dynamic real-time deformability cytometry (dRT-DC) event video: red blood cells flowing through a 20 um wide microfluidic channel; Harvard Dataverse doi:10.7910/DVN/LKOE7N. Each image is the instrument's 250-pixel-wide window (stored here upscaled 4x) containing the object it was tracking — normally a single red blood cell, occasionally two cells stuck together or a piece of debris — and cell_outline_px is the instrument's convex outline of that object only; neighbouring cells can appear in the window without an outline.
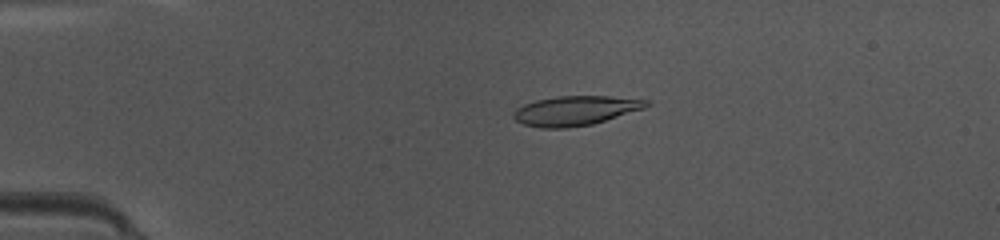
{"species": "common noctule bat (a hibernating species)", "species_latin": "Nyctalus noctula", "temperature_condition": "warm", "stored_images_in_passage": 49, "segment_of_instrument_passage": [1, 2], "camera_frame_rate_fps": 3000, "um_per_image_px": 0.085, "animal": {"sex": "female", "body_mass_g": 10.0, "forearm_length_mm": 53.1}, "frame": {"image": 1, "passage_image": 11, "time_ms": 3.333, "image_size_px": [1000, 240], "cell_outline_px": [[652, 104], [644, 108], [592, 124], [568, 128], [540, 128], [524, 124], [516, 120], [512, 116], [512, 112], [516, 108], [524, 104], [536, 100], [556, 96], [612, 96], [648, 100]], "centroid_in_image_um": [48.89, 9.4], "position_along_channel_um": 36.1, "area_um2": 22.89}}
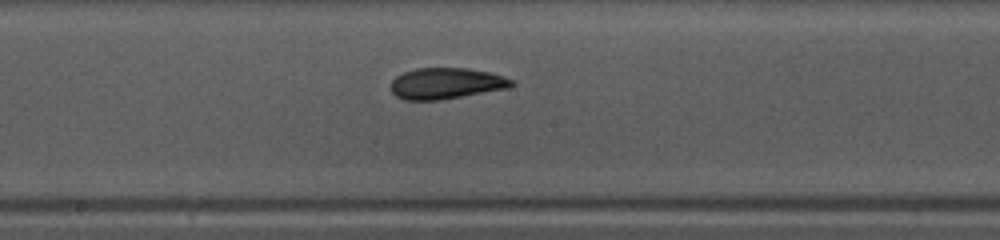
{"frame": {"image": 2, "passage_image": 26, "time_ms": 8.333, "image_size_px": [1000, 240], "cell_outline_px": [[516, 84], [508, 88], [440, 100], [404, 100], [396, 96], [392, 92], [392, 80], [396, 76], [404, 72], [416, 68], [468, 68], [488, 72], [504, 76], [512, 80]], "centroid_in_image_um": [37.92, 7.09], "position_along_channel_um": 210.3, "area_um2": 21.85}}
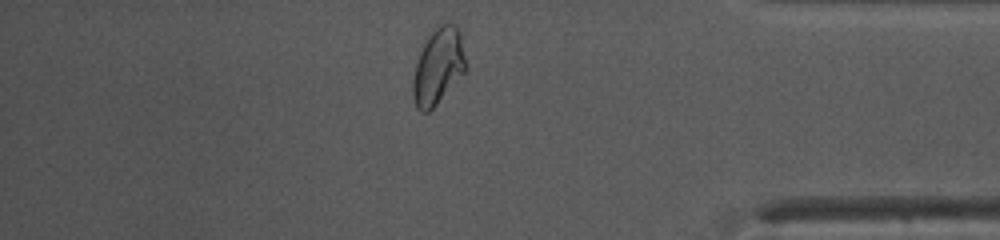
{"frame": {"image": 3, "passage_image": 41, "time_ms": 13.333, "image_size_px": [1000, 240], "cell_outline_px": [[468, 68], [436, 104], [428, 112], [420, 112], [416, 108], [412, 96], [412, 80], [416, 64], [420, 52], [428, 36], [436, 24], [452, 24], [460, 32], [468, 64]], "centroid_in_image_um": [37.25, 5.64], "position_along_channel_um": 398.0, "area_um2": 23.52}}